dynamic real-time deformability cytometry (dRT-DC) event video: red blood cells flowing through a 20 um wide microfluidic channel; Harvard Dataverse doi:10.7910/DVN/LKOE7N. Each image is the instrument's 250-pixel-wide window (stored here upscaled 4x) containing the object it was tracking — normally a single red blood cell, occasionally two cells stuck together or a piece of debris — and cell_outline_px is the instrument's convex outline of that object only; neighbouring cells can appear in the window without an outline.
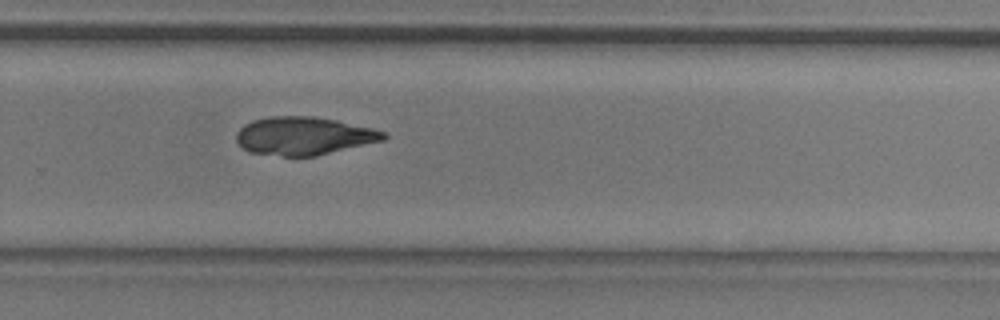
{"species": "common noctule bat (a hibernating species)", "species_latin": "Nyctalus noctula", "temperature_condition": "room temperature", "stored_images_in_passage": 38, "camera_frame_rate_fps": 3000, "um_per_image_px": 0.085, "animal": {"sex": "male", "body_mass_g": 20.5, "forearm_length_mm": 52.5}, "frame": {"image": 1, "passage_image": 21, "time_ms": 6.667, "image_size_px": [1000, 320], "cell_outline_px": [[388, 136], [384, 140], [316, 156], [280, 156], [248, 152], [240, 148], [236, 140], [236, 132], [244, 124], [252, 120], [268, 116], [312, 116], [336, 120], [372, 128], [388, 132]], "centroid_in_image_um": [25.79, 11.55], "position_along_channel_um": 304.0, "area_um2": 33.0}}
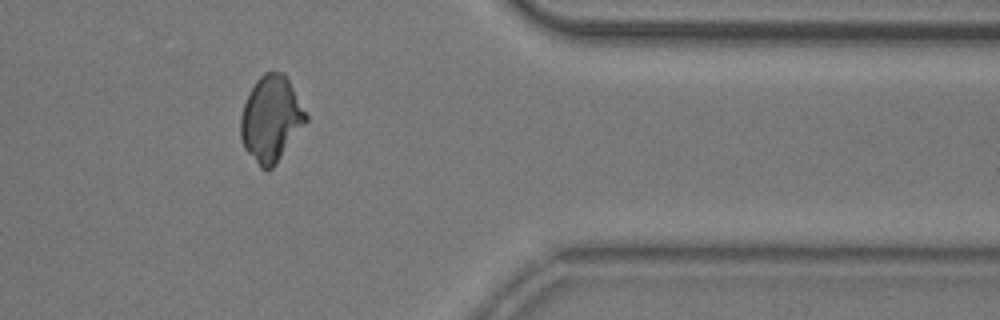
{"frame": {"image": 2, "passage_image": 29, "time_ms": 9.333, "image_size_px": [1000, 320], "cell_outline_px": [[308, 120], [272, 168], [260, 168], [244, 148], [240, 136], [240, 116], [244, 104], [256, 80], [264, 72], [284, 72], [308, 116]], "centroid_in_image_um": [23.02, 10.09], "position_along_channel_um": 388.4, "area_um2": 32.14}}
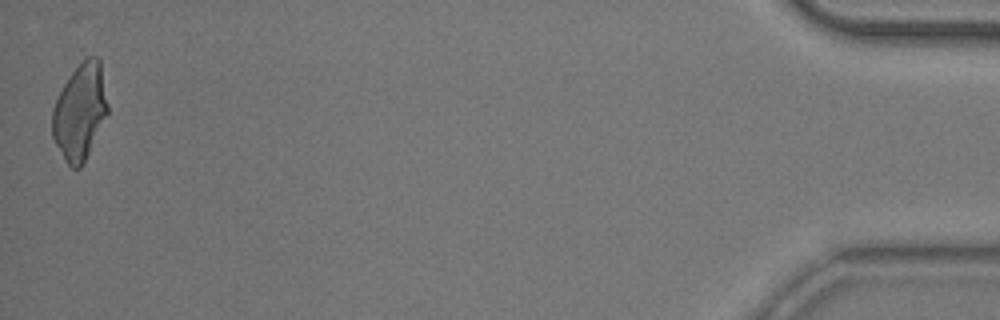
{"frame": {"image": 3, "passage_image": 38, "time_ms": 12.333, "image_size_px": [1000, 320], "cell_outline_px": [[108, 112], [80, 168], [72, 168], [68, 164], [56, 144], [52, 136], [52, 108], [64, 84], [72, 72], [88, 56], [100, 56], [108, 104]], "centroid_in_image_um": [6.8, 9.45], "position_along_channel_um": 428.4, "area_um2": 30.52}}